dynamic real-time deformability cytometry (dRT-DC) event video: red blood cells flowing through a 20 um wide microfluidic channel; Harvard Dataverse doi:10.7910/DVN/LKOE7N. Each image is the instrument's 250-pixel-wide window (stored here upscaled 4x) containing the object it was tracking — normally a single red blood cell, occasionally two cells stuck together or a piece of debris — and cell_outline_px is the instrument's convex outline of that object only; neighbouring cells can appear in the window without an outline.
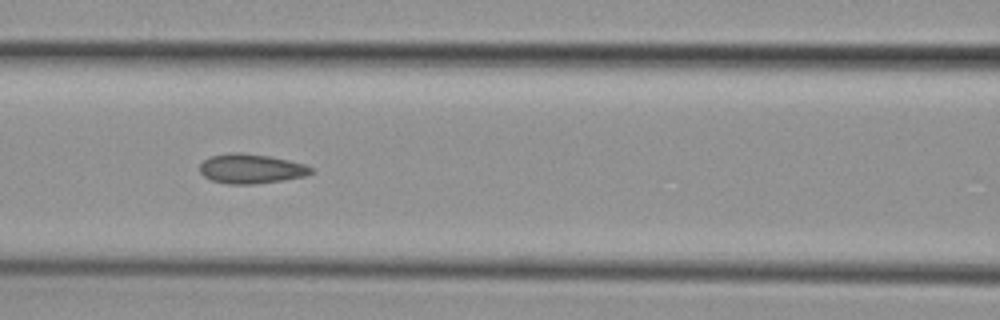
{"species": "common noctule bat (a hibernating species)", "species_latin": "Nyctalus noctula", "temperature_condition": "cold", "stored_images_in_passage": 6, "segment_of_instrument_passage": [1, 2], "camera_frame_rate_fps": 3000, "um_per_image_px": 0.085, "animal": {"sex": "female", "body_mass_g": 29.2, "forearm_length_mm": 56.3}, "frame": {"image": 1, "passage_image": 4, "time_ms": 3.333, "image_size_px": [1000, 320], "cell_outline_px": [[312, 172], [304, 176], [256, 184], [228, 184], [212, 180], [204, 176], [200, 172], [200, 164], [204, 160], [212, 156], [228, 152], [240, 152], [268, 156], [288, 160], [304, 164], [312, 168]], "centroid_in_image_um": [21.3, 14.33], "position_along_channel_um": 145.3, "area_um2": 18.96}}
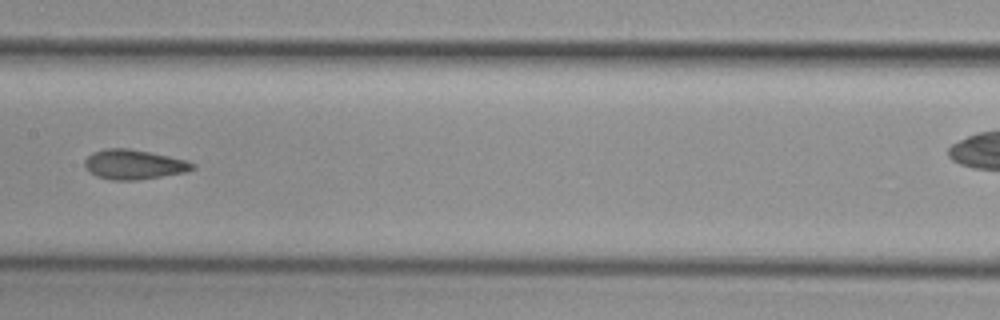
{"frame": {"image": 2, "passage_image": 5, "time_ms": 4.667, "image_size_px": [1000, 320], "cell_outline_px": [[196, 168], [184, 172], [136, 180], [112, 180], [96, 176], [88, 172], [84, 168], [84, 160], [92, 152], [108, 148], [128, 148], [188, 160], [196, 164]], "centroid_in_image_um": [11.34, 13.98], "position_along_channel_um": 196.1, "area_um2": 18.67}}